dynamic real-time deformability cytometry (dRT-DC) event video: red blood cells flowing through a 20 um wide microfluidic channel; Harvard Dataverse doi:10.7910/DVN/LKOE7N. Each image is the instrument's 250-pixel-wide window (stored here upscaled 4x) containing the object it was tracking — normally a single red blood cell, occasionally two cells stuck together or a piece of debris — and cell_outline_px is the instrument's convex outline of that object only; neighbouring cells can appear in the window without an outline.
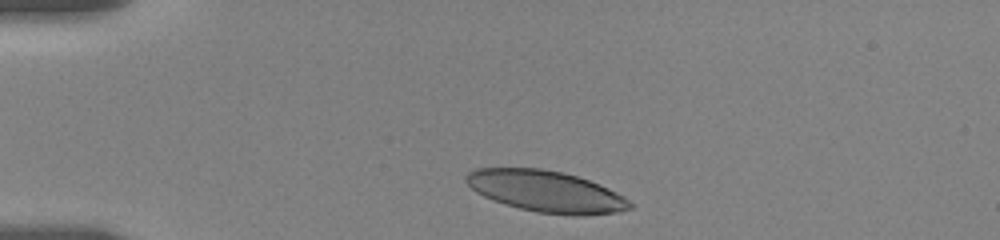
{"species": "human", "species_latin": "Homo sapiens", "temperature_condition": "room temperature", "stored_images_in_passage": 19, "camera_frame_rate_fps": 3000, "um_per_image_px": 0.085, "donor": {"sex": "female"}, "frame": {"image": 1, "passage_image": 1, "time_ms": 0.0, "image_size_px": [1000, 240], "cell_outline_px": [[632, 208], [620, 212], [580, 216], [572, 216], [536, 212], [504, 204], [484, 196], [476, 192], [464, 180], [464, 176], [468, 172], [476, 168], [540, 168], [564, 172], [600, 184], [624, 196], [632, 204]], "centroid_in_image_um": [46.42, 16.27], "position_along_channel_um": 38.6, "area_um2": 39.71}}
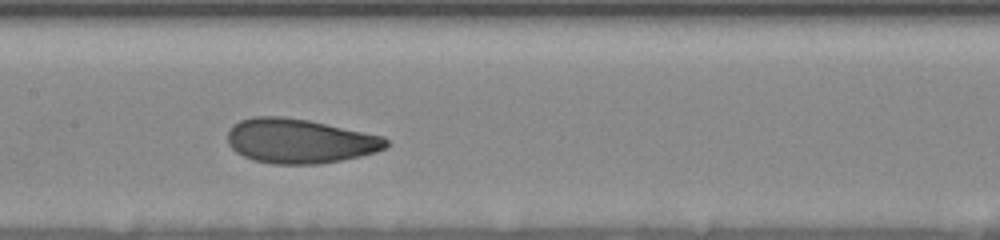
{"frame": {"image": 2, "passage_image": 11, "time_ms": 5.333, "image_size_px": [1000, 240], "cell_outline_px": [[388, 148], [376, 152], [360, 156], [340, 160], [316, 164], [272, 164], [252, 160], [236, 152], [228, 144], [228, 132], [232, 124], [240, 120], [252, 116], [280, 116], [308, 120], [384, 136], [388, 140]], "centroid_in_image_um": [25.46, 11.98], "position_along_channel_um": 181.9, "area_um2": 41.27}}
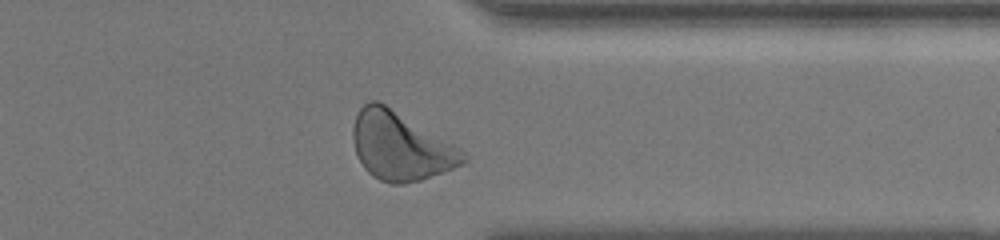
{"frame": {"image": 3, "passage_image": 19, "time_ms": 11.0, "image_size_px": [1000, 240], "cell_outline_px": [[468, 160], [464, 164], [444, 172], [420, 180], [404, 184], [392, 184], [380, 180], [372, 176], [364, 168], [356, 156], [352, 140], [352, 128], [356, 116], [360, 108], [364, 104], [372, 100], [380, 100], [460, 148], [468, 156]], "centroid_in_image_um": [34.03, 12.42], "position_along_channel_um": 377.4, "area_um2": 44.16}, "authors_computed_cell_mechanics": {"area_um2": 41.2692, "velocity_mm_per_s": 3.4921, "shape_relaxation_time_tau1_ms": 4.1175, "shape_relaxation_time_tau2_ms": 1.5564, "deformation_change_tau1": 0.1538, "deformation_change_tau2": 0.0771}}